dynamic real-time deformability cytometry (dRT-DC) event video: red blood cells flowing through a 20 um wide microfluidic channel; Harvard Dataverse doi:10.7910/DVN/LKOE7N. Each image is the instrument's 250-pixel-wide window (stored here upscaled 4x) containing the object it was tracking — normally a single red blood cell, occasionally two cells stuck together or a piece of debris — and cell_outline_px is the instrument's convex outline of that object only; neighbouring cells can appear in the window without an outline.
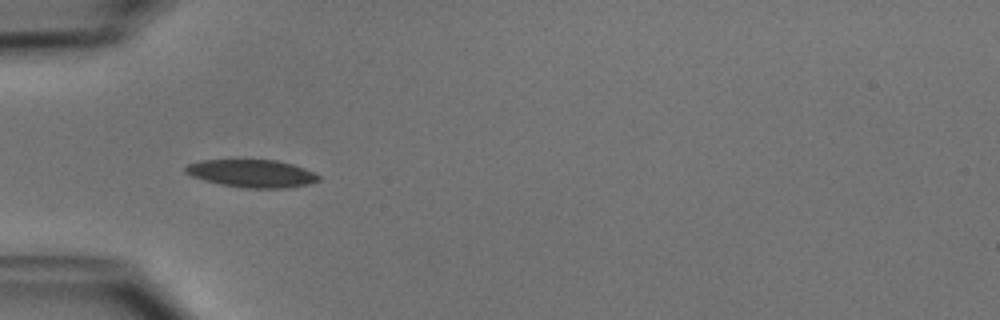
{"species": "common noctule bat (a hibernating species)", "species_latin": "Nyctalus noctula", "temperature_condition": "cold", "stored_images_in_passage": 36, "camera_frame_rate_fps": 3000, "um_per_image_px": 0.085, "animal": {"sex": "male", "body_mass_g": 15.6}, "frame": {"image": 1, "passage_image": 1, "time_ms": 0.0, "image_size_px": [1000, 320], "cell_outline_px": [[320, 180], [308, 184], [288, 188], [244, 188], [220, 184], [204, 180], [192, 176], [184, 172], [184, 168], [188, 164], [200, 160], [276, 160], [292, 164], [304, 168], [320, 176]], "centroid_in_image_um": [21.4, 14.75], "position_along_channel_um": 63.6, "area_um2": 21.5}}
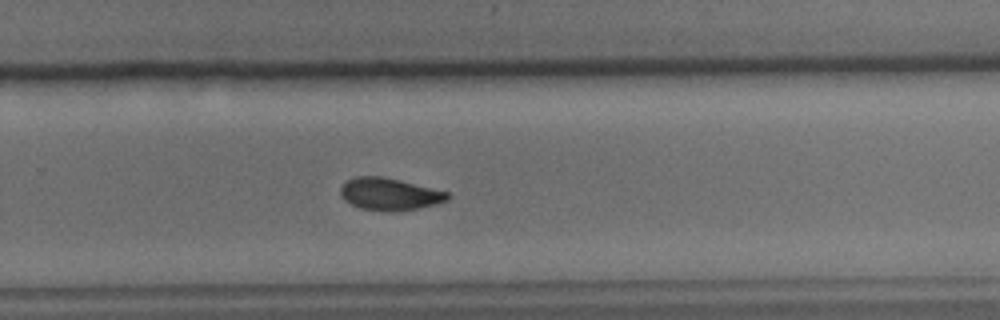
{"frame": {"image": 2, "passage_image": 19, "time_ms": 6.0, "image_size_px": [1000, 320], "cell_outline_px": [[452, 196], [448, 200], [436, 204], [420, 208], [400, 212], [384, 212], [360, 208], [344, 200], [340, 196], [340, 188], [348, 180], [356, 176], [380, 176], [400, 180], [448, 192]], "centroid_in_image_um": [33.13, 16.52], "position_along_channel_um": 296.7, "area_um2": 20.35}}
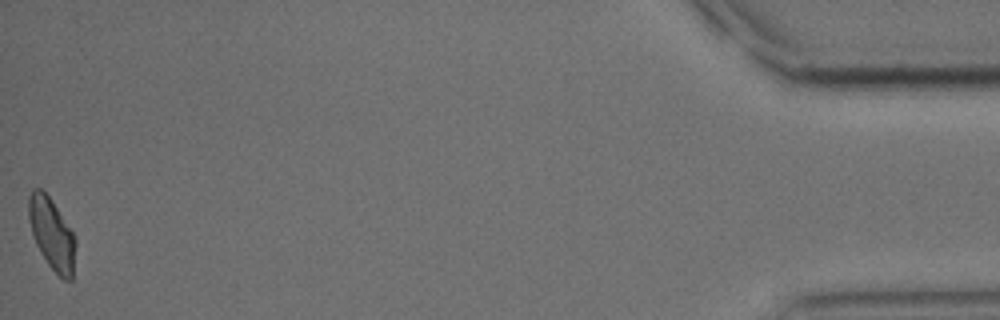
{"frame": {"image": 3, "passage_image": 36, "time_ms": 11.667, "image_size_px": [1000, 320], "cell_outline_px": [[76, 244], [72, 280], [64, 280], [48, 264], [40, 252], [36, 244], [28, 220], [28, 196], [32, 188], [40, 188], [52, 200], [72, 232], [76, 240]], "centroid_in_image_um": [4.39, 19.86], "position_along_channel_um": 430.8, "area_um2": 19.42}, "authors_computed_cell_mechanics": {"area_um2": 20.4901, "velocity_mm_per_s": 3.9255, "shape_relaxation_time_tau1_ms": 3.4473, "shape_relaxation_time_tau2_ms": 3.7458, "deformation_change_tau1": 0.1243, "deformation_change_tau2": 0.0751}}